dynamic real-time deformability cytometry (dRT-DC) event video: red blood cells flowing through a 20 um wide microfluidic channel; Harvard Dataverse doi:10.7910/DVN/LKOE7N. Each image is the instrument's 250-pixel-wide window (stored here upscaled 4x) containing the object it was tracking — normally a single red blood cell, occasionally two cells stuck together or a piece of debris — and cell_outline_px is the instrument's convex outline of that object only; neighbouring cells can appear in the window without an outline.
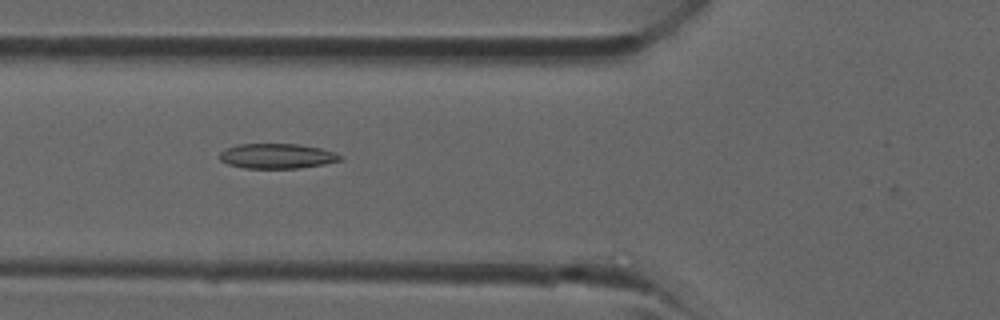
{"species": "common noctule bat (a hibernating species)", "species_latin": "Nyctalus noctula", "temperature_condition": "room temperature", "stored_images_in_passage": 39, "camera_frame_rate_fps": 3000, "um_per_image_px": 0.085, "animal": {"sex": "male", "forearm_length_mm": 52.5}, "frame": {"image": 1, "passage_image": 14, "time_ms": 4.333, "image_size_px": [1000, 320], "cell_outline_px": [[344, 156], [340, 160], [324, 164], [300, 168], [244, 168], [228, 164], [220, 160], [220, 152], [224, 148], [236, 144], [300, 144], [320, 148]], "centroid_in_image_um": [23.51, 13.26], "position_along_channel_um": 102.3, "area_um2": 17.57}}
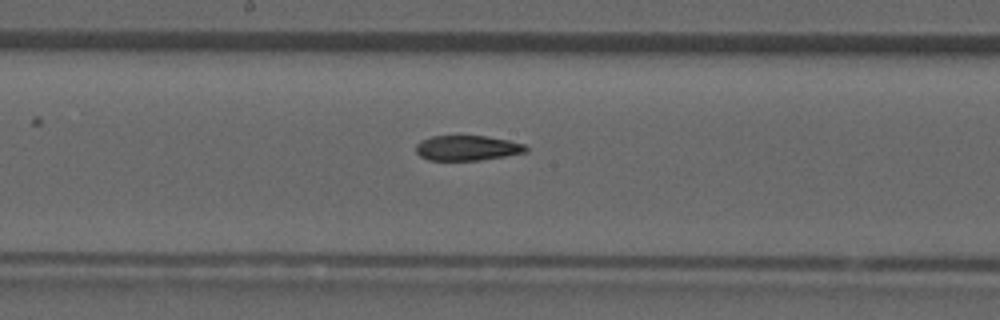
{"frame": {"image": 2, "passage_image": 20, "time_ms": 6.333, "image_size_px": [1000, 320], "cell_outline_px": [[528, 152], [480, 160], [428, 160], [420, 156], [416, 152], [416, 144], [420, 140], [432, 136], [488, 136], [508, 140], [524, 144], [528, 148]], "centroid_in_image_um": [39.71, 12.57], "position_along_channel_um": 208.5, "area_um2": 16.13}}
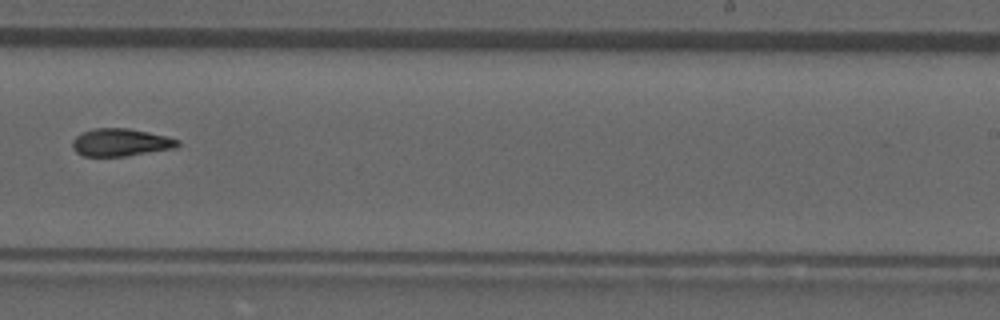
{"frame": {"image": 3, "passage_image": 24, "time_ms": 7.667, "image_size_px": [1000, 320], "cell_outline_px": [[180, 144], [176, 148], [124, 156], [84, 156], [76, 152], [72, 148], [72, 140], [80, 132], [96, 128], [128, 128], [168, 136], [180, 140]], "centroid_in_image_um": [10.25, 12.1], "position_along_channel_um": 278.7, "area_um2": 17.05}}